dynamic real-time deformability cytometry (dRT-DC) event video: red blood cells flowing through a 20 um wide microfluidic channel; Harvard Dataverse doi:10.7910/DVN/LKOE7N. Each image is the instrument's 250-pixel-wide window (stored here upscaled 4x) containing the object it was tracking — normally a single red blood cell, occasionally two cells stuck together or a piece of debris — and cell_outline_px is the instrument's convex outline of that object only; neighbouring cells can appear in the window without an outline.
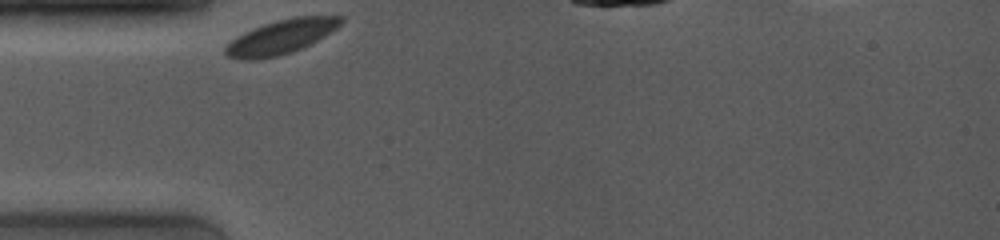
{"species": "common noctule bat (a hibernating species)", "species_latin": "Nyctalus noctula", "temperature_condition": "room temperature", "stored_images_in_passage": 28, "camera_frame_rate_fps": 4000, "um_per_image_px": 0.085, "animal": {"sex": "female", "body_mass_g": 19.0, "forearm_length_mm": 53.3}, "frame": {"image": 1, "passage_image": 1, "time_ms": 0.0, "image_size_px": [1000, 240], "cell_outline_px": [[344, 20], [336, 28], [324, 36], [292, 52], [280, 56], [252, 60], [244, 60], [228, 56], [224, 52], [224, 48], [236, 36], [252, 28], [276, 20], [292, 16], [344, 16]], "centroid_in_image_um": [23.87, 3.12], "position_along_channel_um": 61.1, "area_um2": 22.89}}
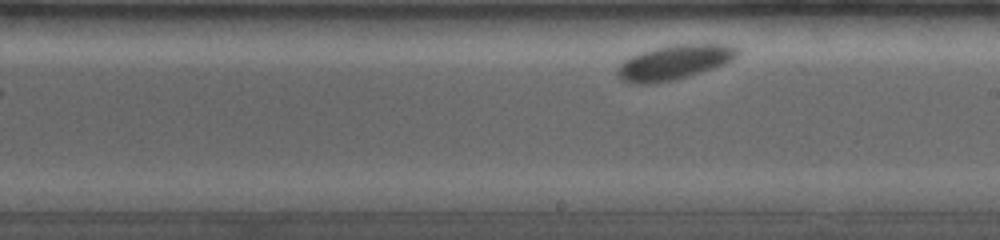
{"frame": {"image": 2, "passage_image": 15, "time_ms": 5.0, "image_size_px": [1000, 240], "cell_outline_px": [[736, 56], [732, 60], [724, 64], [676, 80], [652, 84], [628, 84], [620, 80], [616, 72], [616, 68], [624, 60], [640, 52], [652, 48], [672, 44], [728, 44], [736, 48]], "centroid_in_image_um": [57.22, 5.31], "position_along_channel_um": 231.8, "area_um2": 24.33}}
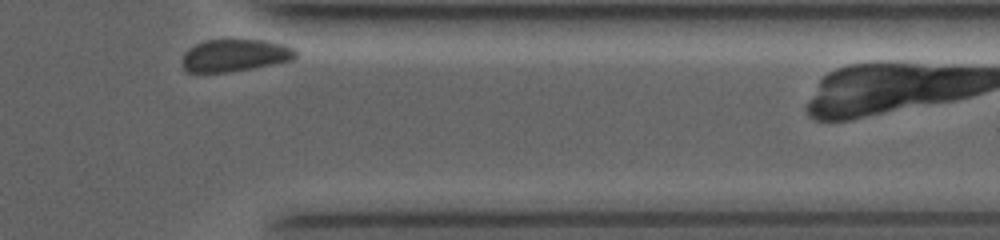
{"frame": {"image": 3, "passage_image": 28, "time_ms": 9.5, "image_size_px": [1000, 240], "cell_outline_px": [[296, 56], [292, 60], [252, 68], [228, 72], [188, 72], [184, 68], [184, 52], [188, 48], [204, 40], [264, 40], [284, 44], [292, 48], [296, 52]], "centroid_in_image_um": [19.97, 4.7], "position_along_channel_um": 391.4, "area_um2": 21.1}}